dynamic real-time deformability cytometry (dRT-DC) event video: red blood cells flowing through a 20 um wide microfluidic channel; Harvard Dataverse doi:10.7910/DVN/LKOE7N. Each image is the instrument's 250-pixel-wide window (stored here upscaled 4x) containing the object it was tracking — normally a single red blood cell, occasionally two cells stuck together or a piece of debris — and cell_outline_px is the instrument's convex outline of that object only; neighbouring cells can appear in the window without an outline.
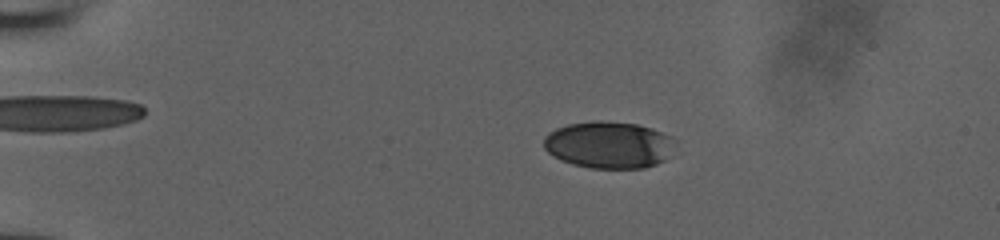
{"species": "human", "species_latin": "Homo sapiens", "temperature_condition": "room temperature", "stored_images_in_passage": 54, "camera_frame_rate_fps": 3000, "um_per_image_px": 0.085, "donor": {"sex": "male"}, "frame": {"image": 1, "passage_image": 14, "time_ms": 4.333, "image_size_px": [1000, 240], "cell_outline_px": [[668, 136], [664, 160], [656, 164], [644, 168], [588, 168], [572, 164], [560, 160], [552, 156], [544, 148], [544, 136], [548, 132], [556, 128], [568, 124], [596, 120], [600, 120], [636, 124], [652, 128]], "centroid_in_image_um": [51.58, 12.31], "position_along_channel_um": 33.4, "area_um2": 35.14}}
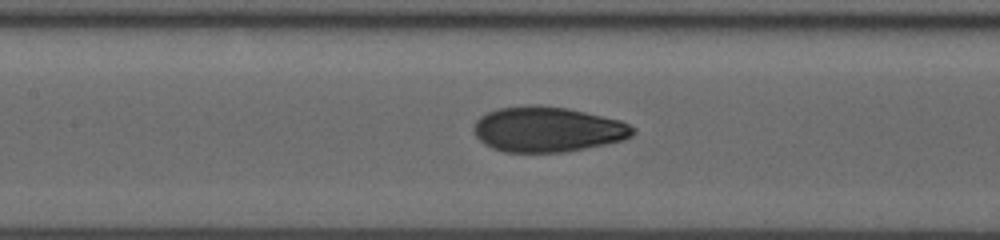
{"frame": {"image": 2, "passage_image": 29, "time_ms": 9.333, "image_size_px": [1000, 240], "cell_outline_px": [[636, 132], [632, 136], [624, 140], [564, 152], [504, 152], [492, 148], [484, 144], [476, 136], [472, 128], [476, 120], [480, 116], [496, 108], [568, 108], [620, 120], [636, 128]], "centroid_in_image_um": [46.56, 11.04], "position_along_channel_um": 160.8, "area_um2": 41.1}}
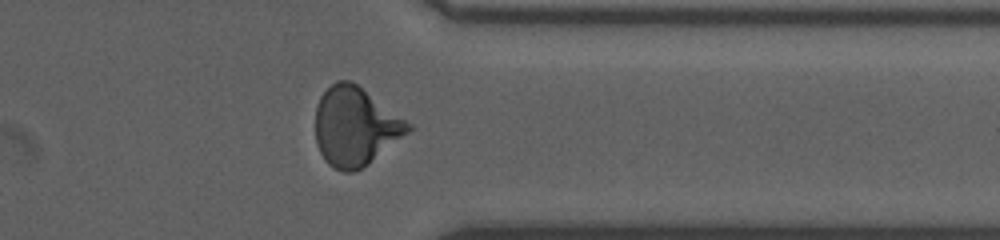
{"frame": {"image": 3, "passage_image": 45, "time_ms": 14.667, "image_size_px": [1000, 240], "cell_outline_px": [[412, 128], [408, 132], [368, 164], [352, 172], [344, 172], [332, 168], [324, 160], [316, 144], [316, 104], [320, 96], [336, 80], [348, 80], [356, 84], [412, 124]], "centroid_in_image_um": [30.16, 10.76], "position_along_channel_um": 381.2, "area_um2": 42.08}}